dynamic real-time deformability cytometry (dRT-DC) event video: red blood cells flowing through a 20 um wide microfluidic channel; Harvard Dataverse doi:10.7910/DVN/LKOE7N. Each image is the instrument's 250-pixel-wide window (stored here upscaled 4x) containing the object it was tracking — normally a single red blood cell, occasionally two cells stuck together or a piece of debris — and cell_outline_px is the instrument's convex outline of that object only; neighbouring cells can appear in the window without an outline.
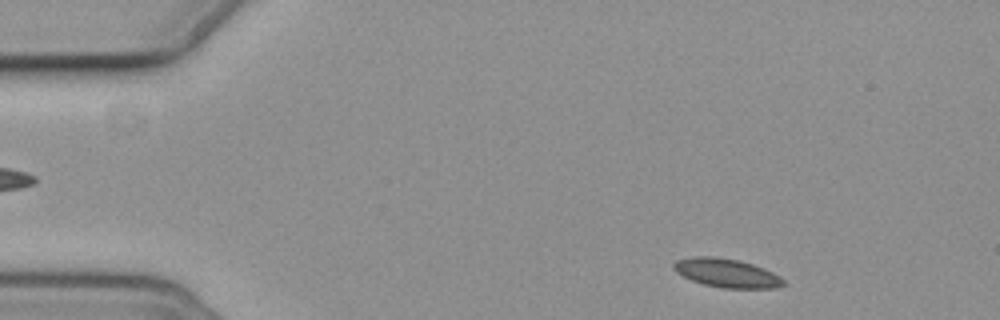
{"species": "common noctule bat (a hibernating species)", "species_latin": "Nyctalus noctula", "temperature_condition": "cold", "stored_images_in_passage": 3, "camera_frame_rate_fps": 3000, "um_per_image_px": 0.085, "animal": {"sex": "female", "body_mass_g": 19.3, "forearm_length_mm": 54.1}, "frame": {"image": 1, "passage_image": 1, "time_ms": 0.0, "image_size_px": [1000, 320], "cell_outline_px": [[788, 284], [776, 288], [720, 288], [704, 284], [692, 280], [676, 272], [672, 268], [672, 264], [676, 260], [692, 256], [716, 256], [740, 260], [764, 268], [780, 276]], "centroid_in_image_um": [61.77, 23.2], "position_along_channel_um": 23.2, "area_um2": 18.61}}